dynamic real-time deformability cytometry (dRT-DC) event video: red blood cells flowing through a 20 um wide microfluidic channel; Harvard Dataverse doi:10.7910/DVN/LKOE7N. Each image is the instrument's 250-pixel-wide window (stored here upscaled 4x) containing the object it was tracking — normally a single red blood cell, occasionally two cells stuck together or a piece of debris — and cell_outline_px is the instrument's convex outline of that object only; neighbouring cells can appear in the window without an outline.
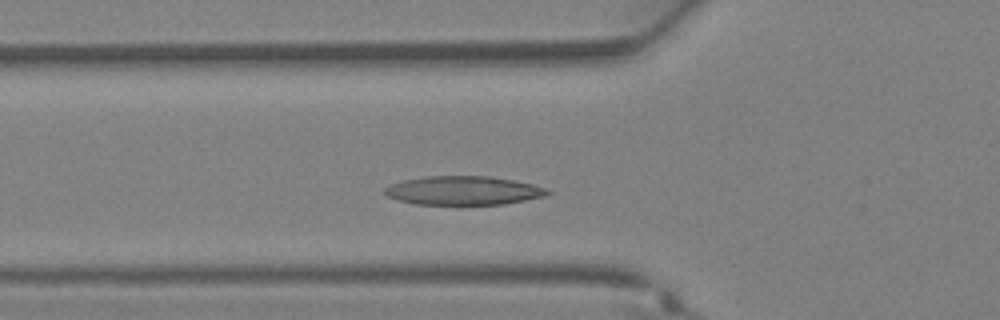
{"species": "Egyptian fruit bat (a non-hibernating species)", "species_latin": "Rousettus aegyptiacus", "temperature_condition": "warm", "stored_images_in_passage": 33, "camera_frame_rate_fps": 3000, "um_per_image_px": 0.085, "animal": {"sex": "female"}, "frame": {"image": 1, "passage_image": 8, "time_ms": 2.333, "image_size_px": [1000, 320], "cell_outline_px": [[552, 192], [544, 196], [504, 204], [416, 204], [400, 200], [388, 196], [384, 192], [384, 188], [392, 184], [404, 180], [424, 176], [488, 176], [512, 180], [532, 184], [548, 188]], "centroid_in_image_um": [39.4, 16.19], "position_along_channel_um": 86.4, "area_um2": 27.05}}
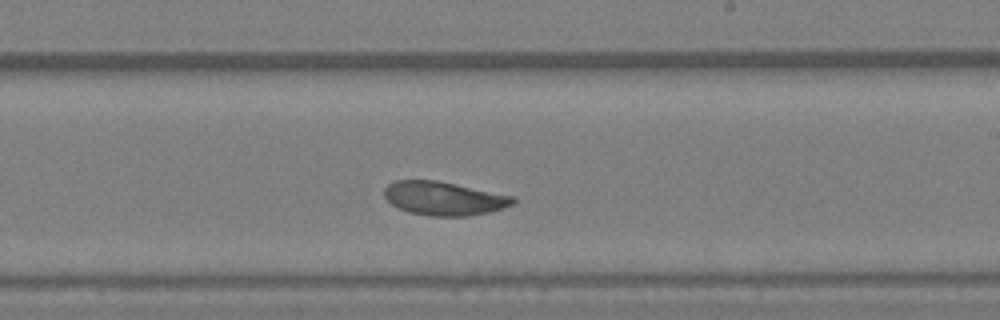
{"frame": {"image": 2, "passage_image": 17, "time_ms": 5.333, "image_size_px": [1000, 320], "cell_outline_px": [[516, 204], [504, 208], [488, 212], [468, 216], [428, 216], [408, 212], [392, 204], [384, 196], [384, 188], [388, 184], [396, 180], [436, 180], [516, 196]], "centroid_in_image_um": [37.77, 16.86], "position_along_channel_um": 251.2, "area_um2": 25.43}}
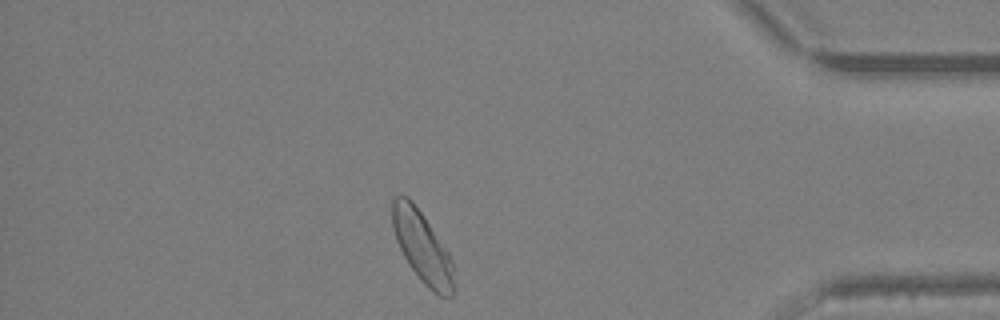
{"frame": {"image": 3, "passage_image": 27, "time_ms": 8.667, "image_size_px": [1000, 320], "cell_outline_px": [[456, 292], [452, 296], [440, 296], [428, 288], [424, 284], [408, 264], [396, 240], [392, 228], [392, 200], [396, 196], [408, 196], [412, 200], [424, 216], [448, 252], [452, 260], [456, 288]], "centroid_in_image_um": [35.91, 21.03], "position_along_channel_um": 399.3, "area_um2": 25.66}}